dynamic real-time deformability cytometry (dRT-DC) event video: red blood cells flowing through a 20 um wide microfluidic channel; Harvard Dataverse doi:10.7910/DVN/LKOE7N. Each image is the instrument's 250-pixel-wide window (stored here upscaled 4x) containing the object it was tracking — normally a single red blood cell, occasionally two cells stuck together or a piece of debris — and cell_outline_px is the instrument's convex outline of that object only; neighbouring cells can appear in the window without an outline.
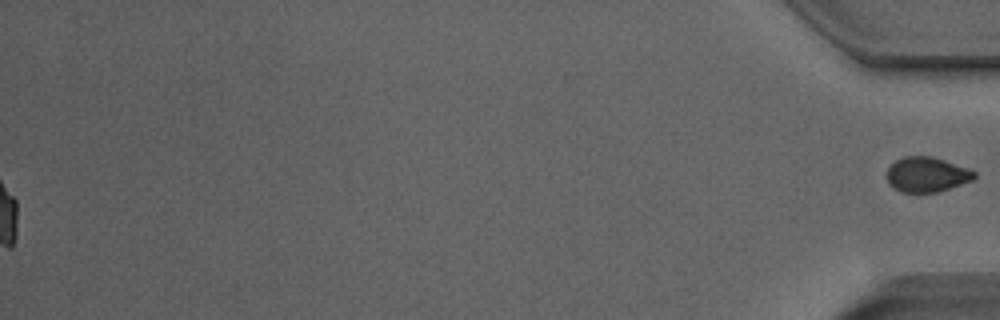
{"species": "Egyptian fruit bat (a non-hibernating species)", "species_latin": "Rousettus aegyptiacus", "temperature_condition": "room temperature", "stored_images_in_passage": 51, "segment_of_instrument_passage": [2, 2], "camera_frame_rate_fps": 3000, "um_per_image_px": 0.085, "animal": {"sex": "male"}, "frame": {"image": 1, "passage_image": 51, "time_ms": 16.667, "image_size_px": [1000, 320], "cell_outline_px": [[976, 176], [972, 180], [936, 192], [900, 192], [892, 188], [888, 184], [888, 168], [896, 160], [904, 156], [932, 156], [968, 168], [976, 172]], "centroid_in_image_um": [78.76, 14.83], "position_along_channel_um": 356.4, "area_um2": 17.69}}